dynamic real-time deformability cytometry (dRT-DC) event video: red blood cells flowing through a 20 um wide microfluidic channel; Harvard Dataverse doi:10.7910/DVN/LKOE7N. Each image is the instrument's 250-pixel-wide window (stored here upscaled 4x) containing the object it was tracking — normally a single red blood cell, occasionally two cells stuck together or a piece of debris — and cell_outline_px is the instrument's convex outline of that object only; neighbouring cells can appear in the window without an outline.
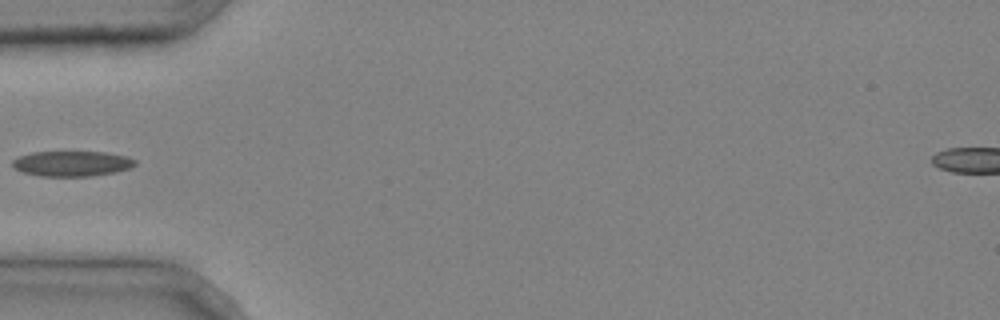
{"species": "common noctule bat (a hibernating species)", "species_latin": "Nyctalus noctula", "temperature_condition": "cold", "stored_images_in_passage": 5, "segment_of_instrument_passage": [2, 2], "camera_frame_rate_fps": 3000, "um_per_image_px": 0.085, "animal": {"sex": "male", "body_mass_g": 20.4}, "frame": {"image": 1, "passage_image": 5, "time_ms": 1.333, "image_size_px": [1000, 320], "cell_outline_px": [[136, 164], [132, 168], [116, 172], [92, 176], [40, 176], [24, 172], [12, 168], [12, 160], [20, 156], [32, 152], [104, 152], [124, 156], [136, 160]], "centroid_in_image_um": [6.11, 13.91], "position_along_channel_um": 78.9, "area_um2": 18.09}}